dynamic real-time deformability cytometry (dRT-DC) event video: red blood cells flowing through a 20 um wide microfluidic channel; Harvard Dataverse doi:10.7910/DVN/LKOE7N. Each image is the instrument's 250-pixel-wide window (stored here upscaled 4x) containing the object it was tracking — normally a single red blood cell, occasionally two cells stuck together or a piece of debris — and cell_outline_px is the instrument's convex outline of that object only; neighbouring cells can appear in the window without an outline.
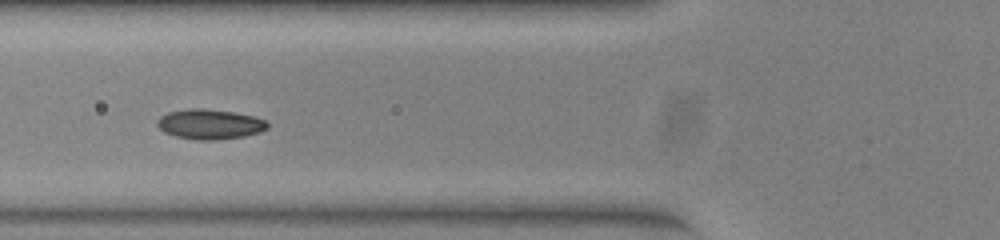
{"species": "common noctule bat (a hibernating species)", "species_latin": "Nyctalus noctula", "temperature_condition": "warm", "stored_images_in_passage": 46, "camera_frame_rate_fps": 3000, "um_per_image_px": 0.085, "animal": {"sex": "female", "body_mass_g": 23.0, "forearm_length_mm": 53.4}, "frame": {"image": 1, "passage_image": 17, "time_ms": 5.333, "image_size_px": [1000, 240], "cell_outline_px": [[268, 128], [260, 132], [244, 136], [216, 140], [200, 140], [176, 136], [164, 132], [156, 124], [156, 120], [160, 116], [168, 112], [192, 108], [200, 108], [236, 112], [252, 116], [264, 120], [268, 124]], "centroid_in_image_um": [17.82, 10.55], "position_along_channel_um": 108.0, "area_um2": 19.19}}
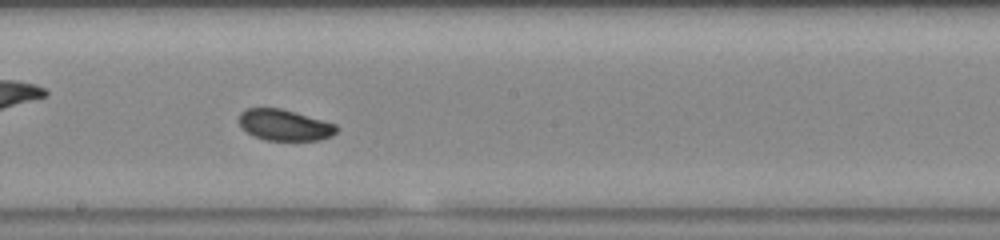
{"frame": {"image": 2, "passage_image": 26, "time_ms": 8.333, "image_size_px": [1000, 240], "cell_outline_px": [[336, 132], [332, 136], [320, 140], [268, 140], [252, 136], [240, 124], [240, 112], [244, 108], [280, 108], [296, 112], [336, 124]], "centroid_in_image_um": [24.19, 10.62], "position_along_channel_um": 224.0, "area_um2": 17.57}}
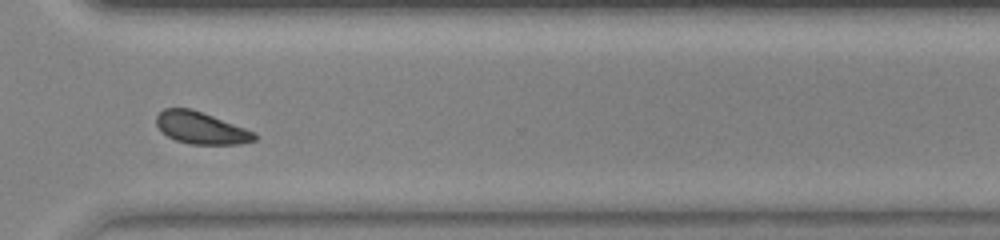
{"frame": {"image": 3, "passage_image": 36, "time_ms": 11.667, "image_size_px": [1000, 240], "cell_outline_px": [[256, 140], [240, 144], [192, 144], [176, 140], [168, 136], [156, 124], [156, 116], [164, 108], [192, 108], [256, 132]], "centroid_in_image_um": [17.11, 10.87], "position_along_channel_um": 353.5, "area_um2": 18.21}}